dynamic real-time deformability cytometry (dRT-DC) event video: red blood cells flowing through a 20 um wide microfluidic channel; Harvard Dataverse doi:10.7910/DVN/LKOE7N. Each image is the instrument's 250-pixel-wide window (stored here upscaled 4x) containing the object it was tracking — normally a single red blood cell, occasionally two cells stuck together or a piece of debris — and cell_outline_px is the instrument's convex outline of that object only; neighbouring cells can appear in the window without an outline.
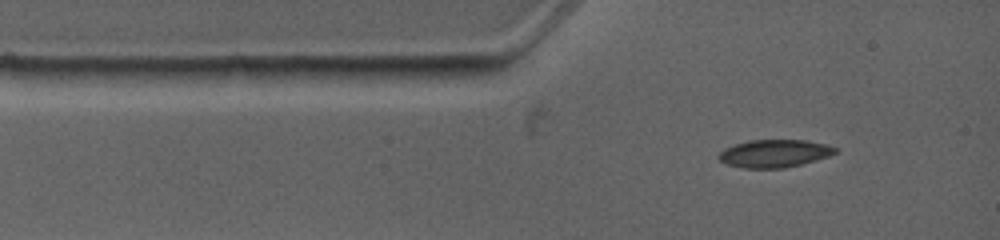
{"species": "common noctule bat (a hibernating species)", "species_latin": "Nyctalus noctula", "temperature_condition": "warm", "stored_images_in_passage": 7, "camera_frame_rate_fps": 4500, "um_per_image_px": 0.085, "animal": {"sex": "female", "body_mass_g": 19.0, "forearm_length_mm": 53.3}, "frame": {"image": 1, "passage_image": 2, "time_ms": 0.889, "image_size_px": [1000, 240], "cell_outline_px": [[836, 152], [828, 156], [816, 160], [784, 168], [744, 168], [728, 164], [720, 160], [716, 156], [724, 148], [748, 140], [804, 140], [828, 144], [836, 148]], "centroid_in_image_um": [65.81, 13.04], "position_along_channel_um": 19.2, "area_um2": 18.73}}
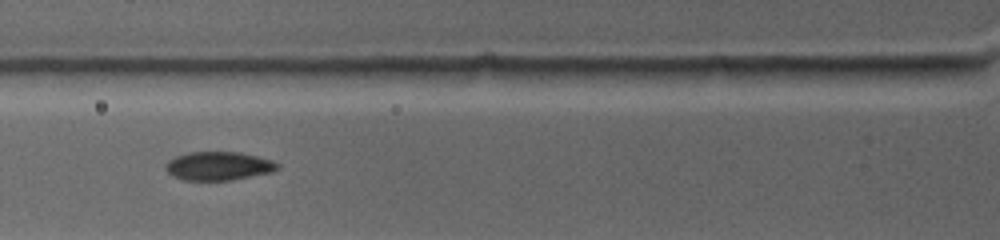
{"frame": {"image": 2, "passage_image": 5, "time_ms": 3.556, "image_size_px": [1000, 240], "cell_outline_px": [[280, 168], [272, 172], [232, 180], [184, 180], [172, 176], [164, 168], [168, 160], [176, 156], [188, 152], [240, 152], [272, 160], [280, 164]], "centroid_in_image_um": [18.58, 14.11], "position_along_channel_um": 107.2, "area_um2": 18.73}}
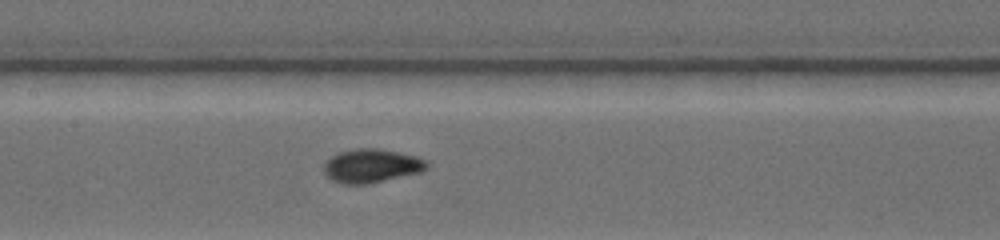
{"frame": {"image": 3, "passage_image": 7, "time_ms": 5.333, "image_size_px": [1000, 240], "cell_outline_px": [[428, 168], [420, 172], [368, 184], [344, 184], [332, 180], [324, 172], [324, 164], [332, 156], [340, 152], [356, 148], [380, 148], [400, 152], [416, 156], [424, 160], [428, 164]], "centroid_in_image_um": [31.59, 14.09], "position_along_channel_um": 175.8, "area_um2": 20.11}}